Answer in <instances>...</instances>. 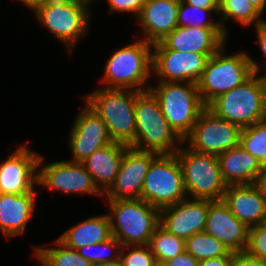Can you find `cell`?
I'll return each mask as SVG.
<instances>
[{"instance_id": "obj_1", "label": "cell", "mask_w": 266, "mask_h": 266, "mask_svg": "<svg viewBox=\"0 0 266 266\" xmlns=\"http://www.w3.org/2000/svg\"><path fill=\"white\" fill-rule=\"evenodd\" d=\"M134 111L136 135L129 147L158 154H175L179 150L184 141L170 127L158 99L150 90L136 96Z\"/></svg>"}, {"instance_id": "obj_2", "label": "cell", "mask_w": 266, "mask_h": 266, "mask_svg": "<svg viewBox=\"0 0 266 266\" xmlns=\"http://www.w3.org/2000/svg\"><path fill=\"white\" fill-rule=\"evenodd\" d=\"M153 44L138 39L115 51L107 60L101 83L103 88L147 91L152 75ZM148 79V80H147ZM145 85V86H144Z\"/></svg>"}, {"instance_id": "obj_3", "label": "cell", "mask_w": 266, "mask_h": 266, "mask_svg": "<svg viewBox=\"0 0 266 266\" xmlns=\"http://www.w3.org/2000/svg\"><path fill=\"white\" fill-rule=\"evenodd\" d=\"M140 91L97 88L84 96L85 103L105 123L113 142L129 146L136 135L134 104Z\"/></svg>"}, {"instance_id": "obj_4", "label": "cell", "mask_w": 266, "mask_h": 266, "mask_svg": "<svg viewBox=\"0 0 266 266\" xmlns=\"http://www.w3.org/2000/svg\"><path fill=\"white\" fill-rule=\"evenodd\" d=\"M106 200L112 236L122 246L149 245L152 234L160 224V210L142 198Z\"/></svg>"}, {"instance_id": "obj_5", "label": "cell", "mask_w": 266, "mask_h": 266, "mask_svg": "<svg viewBox=\"0 0 266 266\" xmlns=\"http://www.w3.org/2000/svg\"><path fill=\"white\" fill-rule=\"evenodd\" d=\"M224 46L207 60L205 69L197 83L200 98L205 106L220 94L241 85L261 67L245 51L224 56Z\"/></svg>"}, {"instance_id": "obj_6", "label": "cell", "mask_w": 266, "mask_h": 266, "mask_svg": "<svg viewBox=\"0 0 266 266\" xmlns=\"http://www.w3.org/2000/svg\"><path fill=\"white\" fill-rule=\"evenodd\" d=\"M206 107L241 129L263 121L264 74L253 73L241 85L220 94Z\"/></svg>"}, {"instance_id": "obj_7", "label": "cell", "mask_w": 266, "mask_h": 266, "mask_svg": "<svg viewBox=\"0 0 266 266\" xmlns=\"http://www.w3.org/2000/svg\"><path fill=\"white\" fill-rule=\"evenodd\" d=\"M149 90L158 99L170 127L184 140L192 131L198 116L206 107L196 83L158 82Z\"/></svg>"}, {"instance_id": "obj_8", "label": "cell", "mask_w": 266, "mask_h": 266, "mask_svg": "<svg viewBox=\"0 0 266 266\" xmlns=\"http://www.w3.org/2000/svg\"><path fill=\"white\" fill-rule=\"evenodd\" d=\"M90 4L86 0H52L33 12L40 24L65 44L72 54L79 39L88 34Z\"/></svg>"}, {"instance_id": "obj_9", "label": "cell", "mask_w": 266, "mask_h": 266, "mask_svg": "<svg viewBox=\"0 0 266 266\" xmlns=\"http://www.w3.org/2000/svg\"><path fill=\"white\" fill-rule=\"evenodd\" d=\"M183 147L181 145L175 154L182 168L187 197L211 201L223 199L227 185L221 176L218 156Z\"/></svg>"}, {"instance_id": "obj_10", "label": "cell", "mask_w": 266, "mask_h": 266, "mask_svg": "<svg viewBox=\"0 0 266 266\" xmlns=\"http://www.w3.org/2000/svg\"><path fill=\"white\" fill-rule=\"evenodd\" d=\"M141 198L161 210L187 198L176 154H159L144 178Z\"/></svg>"}, {"instance_id": "obj_11", "label": "cell", "mask_w": 266, "mask_h": 266, "mask_svg": "<svg viewBox=\"0 0 266 266\" xmlns=\"http://www.w3.org/2000/svg\"><path fill=\"white\" fill-rule=\"evenodd\" d=\"M241 128L205 107L191 133L183 140L188 147L201 153L220 155L239 146Z\"/></svg>"}, {"instance_id": "obj_12", "label": "cell", "mask_w": 266, "mask_h": 266, "mask_svg": "<svg viewBox=\"0 0 266 266\" xmlns=\"http://www.w3.org/2000/svg\"><path fill=\"white\" fill-rule=\"evenodd\" d=\"M212 55L171 50L161 42H157L153 44L152 74L159 77V82L197 84L203 74L207 60Z\"/></svg>"}, {"instance_id": "obj_13", "label": "cell", "mask_w": 266, "mask_h": 266, "mask_svg": "<svg viewBox=\"0 0 266 266\" xmlns=\"http://www.w3.org/2000/svg\"><path fill=\"white\" fill-rule=\"evenodd\" d=\"M44 157L38 159V185L68 194H103L81 162L56 161L43 166ZM43 167H42V166ZM41 166V168H39ZM40 169V170H39Z\"/></svg>"}, {"instance_id": "obj_14", "label": "cell", "mask_w": 266, "mask_h": 266, "mask_svg": "<svg viewBox=\"0 0 266 266\" xmlns=\"http://www.w3.org/2000/svg\"><path fill=\"white\" fill-rule=\"evenodd\" d=\"M40 154L25 145L17 147L0 164V193L22 195L32 192L38 180Z\"/></svg>"}, {"instance_id": "obj_15", "label": "cell", "mask_w": 266, "mask_h": 266, "mask_svg": "<svg viewBox=\"0 0 266 266\" xmlns=\"http://www.w3.org/2000/svg\"><path fill=\"white\" fill-rule=\"evenodd\" d=\"M68 140L72 156L69 161L73 162H82L94 151L113 142L105 123L87 104L74 121Z\"/></svg>"}, {"instance_id": "obj_16", "label": "cell", "mask_w": 266, "mask_h": 266, "mask_svg": "<svg viewBox=\"0 0 266 266\" xmlns=\"http://www.w3.org/2000/svg\"><path fill=\"white\" fill-rule=\"evenodd\" d=\"M158 153L139 151L129 147L123 155L114 184L104 194L106 199L141 198L144 178Z\"/></svg>"}, {"instance_id": "obj_17", "label": "cell", "mask_w": 266, "mask_h": 266, "mask_svg": "<svg viewBox=\"0 0 266 266\" xmlns=\"http://www.w3.org/2000/svg\"><path fill=\"white\" fill-rule=\"evenodd\" d=\"M208 209L209 200L187 197L160 210V225L173 235L186 240L205 230Z\"/></svg>"}, {"instance_id": "obj_18", "label": "cell", "mask_w": 266, "mask_h": 266, "mask_svg": "<svg viewBox=\"0 0 266 266\" xmlns=\"http://www.w3.org/2000/svg\"><path fill=\"white\" fill-rule=\"evenodd\" d=\"M248 227L239 221L221 200H209L205 232L223 244L232 252H244L248 243Z\"/></svg>"}, {"instance_id": "obj_19", "label": "cell", "mask_w": 266, "mask_h": 266, "mask_svg": "<svg viewBox=\"0 0 266 266\" xmlns=\"http://www.w3.org/2000/svg\"><path fill=\"white\" fill-rule=\"evenodd\" d=\"M179 4L180 0H147L137 17L141 39L155 44L171 33L178 26Z\"/></svg>"}, {"instance_id": "obj_20", "label": "cell", "mask_w": 266, "mask_h": 266, "mask_svg": "<svg viewBox=\"0 0 266 266\" xmlns=\"http://www.w3.org/2000/svg\"><path fill=\"white\" fill-rule=\"evenodd\" d=\"M226 38L222 28L177 26L160 42L171 50L214 54L226 45Z\"/></svg>"}, {"instance_id": "obj_21", "label": "cell", "mask_w": 266, "mask_h": 266, "mask_svg": "<svg viewBox=\"0 0 266 266\" xmlns=\"http://www.w3.org/2000/svg\"><path fill=\"white\" fill-rule=\"evenodd\" d=\"M222 200L246 227L265 223L266 203L255 184L227 186Z\"/></svg>"}, {"instance_id": "obj_22", "label": "cell", "mask_w": 266, "mask_h": 266, "mask_svg": "<svg viewBox=\"0 0 266 266\" xmlns=\"http://www.w3.org/2000/svg\"><path fill=\"white\" fill-rule=\"evenodd\" d=\"M38 192L22 195L0 193V230L10 239L22 235L33 217Z\"/></svg>"}, {"instance_id": "obj_23", "label": "cell", "mask_w": 266, "mask_h": 266, "mask_svg": "<svg viewBox=\"0 0 266 266\" xmlns=\"http://www.w3.org/2000/svg\"><path fill=\"white\" fill-rule=\"evenodd\" d=\"M128 148L129 146L125 144L112 142L94 151L88 158L81 162L103 195L114 184L124 152Z\"/></svg>"}, {"instance_id": "obj_24", "label": "cell", "mask_w": 266, "mask_h": 266, "mask_svg": "<svg viewBox=\"0 0 266 266\" xmlns=\"http://www.w3.org/2000/svg\"><path fill=\"white\" fill-rule=\"evenodd\" d=\"M221 176L227 186L255 184L263 166L240 145L218 155Z\"/></svg>"}, {"instance_id": "obj_25", "label": "cell", "mask_w": 266, "mask_h": 266, "mask_svg": "<svg viewBox=\"0 0 266 266\" xmlns=\"http://www.w3.org/2000/svg\"><path fill=\"white\" fill-rule=\"evenodd\" d=\"M112 237L108 214L90 217L59 236V240L74 250L107 241Z\"/></svg>"}, {"instance_id": "obj_26", "label": "cell", "mask_w": 266, "mask_h": 266, "mask_svg": "<svg viewBox=\"0 0 266 266\" xmlns=\"http://www.w3.org/2000/svg\"><path fill=\"white\" fill-rule=\"evenodd\" d=\"M56 247H33L34 254L42 266H93L76 250L67 247L59 239L55 240Z\"/></svg>"}, {"instance_id": "obj_27", "label": "cell", "mask_w": 266, "mask_h": 266, "mask_svg": "<svg viewBox=\"0 0 266 266\" xmlns=\"http://www.w3.org/2000/svg\"><path fill=\"white\" fill-rule=\"evenodd\" d=\"M220 14L221 18H218V21L226 34V26L223 24L224 21H228L229 19H233L237 23L239 22L241 26H256L264 20L249 0H219L218 15L220 16Z\"/></svg>"}, {"instance_id": "obj_28", "label": "cell", "mask_w": 266, "mask_h": 266, "mask_svg": "<svg viewBox=\"0 0 266 266\" xmlns=\"http://www.w3.org/2000/svg\"><path fill=\"white\" fill-rule=\"evenodd\" d=\"M185 251L198 261L209 258L233 256L234 252L215 237L205 231L193 234L185 240Z\"/></svg>"}, {"instance_id": "obj_29", "label": "cell", "mask_w": 266, "mask_h": 266, "mask_svg": "<svg viewBox=\"0 0 266 266\" xmlns=\"http://www.w3.org/2000/svg\"><path fill=\"white\" fill-rule=\"evenodd\" d=\"M148 246L157 261L165 262L185 251V240L168 232L159 224Z\"/></svg>"}, {"instance_id": "obj_30", "label": "cell", "mask_w": 266, "mask_h": 266, "mask_svg": "<svg viewBox=\"0 0 266 266\" xmlns=\"http://www.w3.org/2000/svg\"><path fill=\"white\" fill-rule=\"evenodd\" d=\"M239 145L255 156L262 166L266 165V121L241 129Z\"/></svg>"}, {"instance_id": "obj_31", "label": "cell", "mask_w": 266, "mask_h": 266, "mask_svg": "<svg viewBox=\"0 0 266 266\" xmlns=\"http://www.w3.org/2000/svg\"><path fill=\"white\" fill-rule=\"evenodd\" d=\"M95 252H91V251ZM122 249V244L121 242L115 238L111 237L107 241H104L102 243H97V244H92V245H87L80 247L76 249V251L85 259L90 261L93 265L94 264H99V263H105V262H112L116 261L120 258V252L119 250ZM115 254L112 255V251H115ZM110 252L108 253V252Z\"/></svg>"}, {"instance_id": "obj_32", "label": "cell", "mask_w": 266, "mask_h": 266, "mask_svg": "<svg viewBox=\"0 0 266 266\" xmlns=\"http://www.w3.org/2000/svg\"><path fill=\"white\" fill-rule=\"evenodd\" d=\"M219 9H205L195 7L187 4L184 0H180L178 9V26L186 27H201V28H221L220 22L217 20H204L200 16L201 14L215 13L218 15ZM209 13V14H208ZM199 15V16H197ZM205 17V16H204Z\"/></svg>"}, {"instance_id": "obj_33", "label": "cell", "mask_w": 266, "mask_h": 266, "mask_svg": "<svg viewBox=\"0 0 266 266\" xmlns=\"http://www.w3.org/2000/svg\"><path fill=\"white\" fill-rule=\"evenodd\" d=\"M119 259L123 266H153L156 261L148 245L122 246Z\"/></svg>"}, {"instance_id": "obj_34", "label": "cell", "mask_w": 266, "mask_h": 266, "mask_svg": "<svg viewBox=\"0 0 266 266\" xmlns=\"http://www.w3.org/2000/svg\"><path fill=\"white\" fill-rule=\"evenodd\" d=\"M245 252L252 257L266 260V224L248 229V243Z\"/></svg>"}, {"instance_id": "obj_35", "label": "cell", "mask_w": 266, "mask_h": 266, "mask_svg": "<svg viewBox=\"0 0 266 266\" xmlns=\"http://www.w3.org/2000/svg\"><path fill=\"white\" fill-rule=\"evenodd\" d=\"M110 8L108 13L113 12H131L137 18L147 0H106Z\"/></svg>"}, {"instance_id": "obj_36", "label": "cell", "mask_w": 266, "mask_h": 266, "mask_svg": "<svg viewBox=\"0 0 266 266\" xmlns=\"http://www.w3.org/2000/svg\"><path fill=\"white\" fill-rule=\"evenodd\" d=\"M231 266H266V260L249 256L244 252H234Z\"/></svg>"}, {"instance_id": "obj_37", "label": "cell", "mask_w": 266, "mask_h": 266, "mask_svg": "<svg viewBox=\"0 0 266 266\" xmlns=\"http://www.w3.org/2000/svg\"><path fill=\"white\" fill-rule=\"evenodd\" d=\"M167 266H198L199 261L188 252L184 251L180 255L165 261Z\"/></svg>"}, {"instance_id": "obj_38", "label": "cell", "mask_w": 266, "mask_h": 266, "mask_svg": "<svg viewBox=\"0 0 266 266\" xmlns=\"http://www.w3.org/2000/svg\"><path fill=\"white\" fill-rule=\"evenodd\" d=\"M256 34H257V42L258 46H260L261 52L266 60V20L261 21L255 26ZM263 61L266 67V61ZM266 70V69H265ZM266 75V73H264Z\"/></svg>"}, {"instance_id": "obj_39", "label": "cell", "mask_w": 266, "mask_h": 266, "mask_svg": "<svg viewBox=\"0 0 266 266\" xmlns=\"http://www.w3.org/2000/svg\"><path fill=\"white\" fill-rule=\"evenodd\" d=\"M233 256L209 258L199 261L198 266H231Z\"/></svg>"}, {"instance_id": "obj_40", "label": "cell", "mask_w": 266, "mask_h": 266, "mask_svg": "<svg viewBox=\"0 0 266 266\" xmlns=\"http://www.w3.org/2000/svg\"><path fill=\"white\" fill-rule=\"evenodd\" d=\"M187 4L205 8V9H219V0H184Z\"/></svg>"}, {"instance_id": "obj_41", "label": "cell", "mask_w": 266, "mask_h": 266, "mask_svg": "<svg viewBox=\"0 0 266 266\" xmlns=\"http://www.w3.org/2000/svg\"><path fill=\"white\" fill-rule=\"evenodd\" d=\"M255 185L260 190L262 198L266 203V165L263 166L262 171L260 172L259 176L255 181Z\"/></svg>"}, {"instance_id": "obj_42", "label": "cell", "mask_w": 266, "mask_h": 266, "mask_svg": "<svg viewBox=\"0 0 266 266\" xmlns=\"http://www.w3.org/2000/svg\"><path fill=\"white\" fill-rule=\"evenodd\" d=\"M19 1L25 3L26 7L34 11L37 7L44 5L52 0H19Z\"/></svg>"}, {"instance_id": "obj_43", "label": "cell", "mask_w": 266, "mask_h": 266, "mask_svg": "<svg viewBox=\"0 0 266 266\" xmlns=\"http://www.w3.org/2000/svg\"><path fill=\"white\" fill-rule=\"evenodd\" d=\"M255 9L261 14H265L266 0H249Z\"/></svg>"}, {"instance_id": "obj_44", "label": "cell", "mask_w": 266, "mask_h": 266, "mask_svg": "<svg viewBox=\"0 0 266 266\" xmlns=\"http://www.w3.org/2000/svg\"><path fill=\"white\" fill-rule=\"evenodd\" d=\"M93 266H123L122 262L120 259L112 262H105V263H99V264H94Z\"/></svg>"}, {"instance_id": "obj_45", "label": "cell", "mask_w": 266, "mask_h": 266, "mask_svg": "<svg viewBox=\"0 0 266 266\" xmlns=\"http://www.w3.org/2000/svg\"><path fill=\"white\" fill-rule=\"evenodd\" d=\"M264 120L266 121V75H264Z\"/></svg>"}, {"instance_id": "obj_46", "label": "cell", "mask_w": 266, "mask_h": 266, "mask_svg": "<svg viewBox=\"0 0 266 266\" xmlns=\"http://www.w3.org/2000/svg\"><path fill=\"white\" fill-rule=\"evenodd\" d=\"M153 266H167V264L165 262H162V261H155L153 263Z\"/></svg>"}]
</instances>
